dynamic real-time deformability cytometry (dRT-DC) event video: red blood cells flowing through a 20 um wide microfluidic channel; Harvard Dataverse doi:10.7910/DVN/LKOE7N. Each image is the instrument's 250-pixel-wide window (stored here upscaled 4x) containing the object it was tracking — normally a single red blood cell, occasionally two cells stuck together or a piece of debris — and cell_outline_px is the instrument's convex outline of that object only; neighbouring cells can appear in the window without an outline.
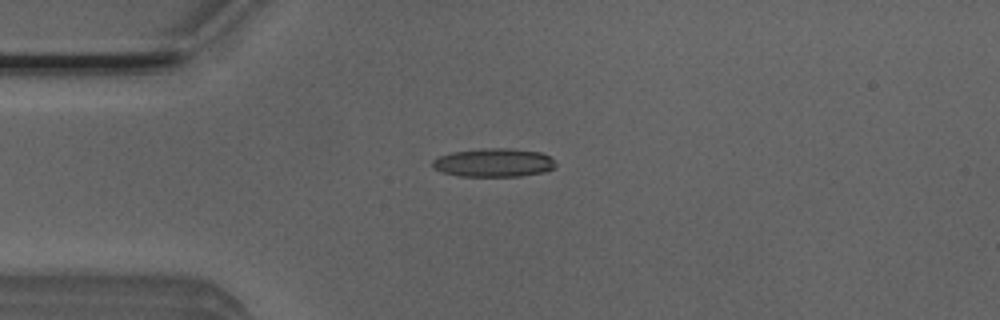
{"species": "Egyptian fruit bat (a non-hibernating species)", "species_latin": "Rousettus aegyptiacus", "temperature_condition": "room temperature", "stored_images_in_passage": 6, "camera_frame_rate_fps": 3000, "um_per_image_px": 0.085, "animal": {"sex": "male"}, "frame": {"image": 1, "passage_image": 3, "time_ms": 0.667, "image_size_px": [1000, 320], "cell_outline_px": [[556, 164], [552, 168], [544, 172], [520, 176], [460, 176], [444, 172], [432, 168], [432, 160], [440, 156], [452, 152], [484, 148], [508, 148], [540, 152], [548, 156]], "centroid_in_image_um": [41.94, 13.82], "position_along_channel_um": 43.1, "area_um2": 20.29}}